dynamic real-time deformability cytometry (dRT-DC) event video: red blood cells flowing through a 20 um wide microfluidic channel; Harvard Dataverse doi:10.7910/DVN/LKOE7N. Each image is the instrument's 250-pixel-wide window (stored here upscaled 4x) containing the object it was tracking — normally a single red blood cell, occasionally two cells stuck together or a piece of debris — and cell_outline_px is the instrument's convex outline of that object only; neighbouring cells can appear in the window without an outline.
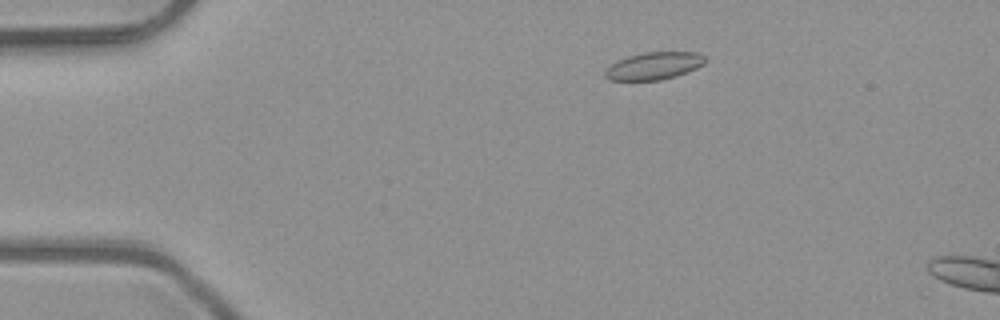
{"species": "common noctule bat (a hibernating species)", "species_latin": "Nyctalus noctula", "temperature_condition": "room temperature", "stored_images_in_passage": 4, "camera_frame_rate_fps": 3000, "um_per_image_px": 0.085, "animal": {"sex": "male", "body_mass_g": 23.1, "forearm_length_mm": 52.7}, "frame": {"image": 1, "passage_image": 3, "time_ms": 0.667, "image_size_px": [1000, 320], "cell_outline_px": [[704, 64], [688, 72], [676, 76], [660, 80], [608, 80], [604, 76], [604, 72], [616, 60], [628, 56], [644, 52], [700, 52], [704, 56]], "centroid_in_image_um": [55.58, 5.6], "position_along_channel_um": 29.4, "area_um2": 16.01}}